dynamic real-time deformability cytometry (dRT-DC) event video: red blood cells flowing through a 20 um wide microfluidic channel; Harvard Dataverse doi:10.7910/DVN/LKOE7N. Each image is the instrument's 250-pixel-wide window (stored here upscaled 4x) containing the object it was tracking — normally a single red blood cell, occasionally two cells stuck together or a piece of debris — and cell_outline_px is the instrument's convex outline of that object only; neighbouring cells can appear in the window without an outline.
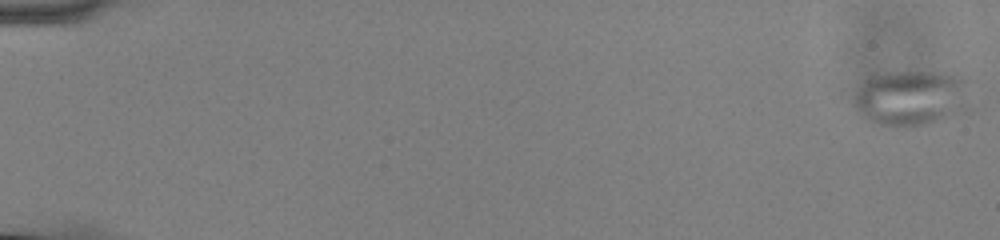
{"species": "common noctule bat (a hibernating species)", "species_latin": "Nyctalus noctula", "temperature_condition": "cold", "stored_images_in_passage": 57, "camera_frame_rate_fps": 3000, "um_per_image_px": 0.085, "animal": {"sex": "male", "body_mass_g": 13.0, "forearm_length_mm": 53.1}, "frame": {"image": 1, "passage_image": 1, "time_ms": 0.0, "image_size_px": [1000, 240], "cell_outline_px": [[972, 112], [928, 124], [880, 124], [864, 116], [852, 104], [852, 100], [856, 92], [872, 76], [888, 72], [932, 72], [956, 76], [968, 80], [972, 108]], "centroid_in_image_um": [77.61, 8.32], "position_along_channel_um": 7.4, "area_um2": 37.69}}
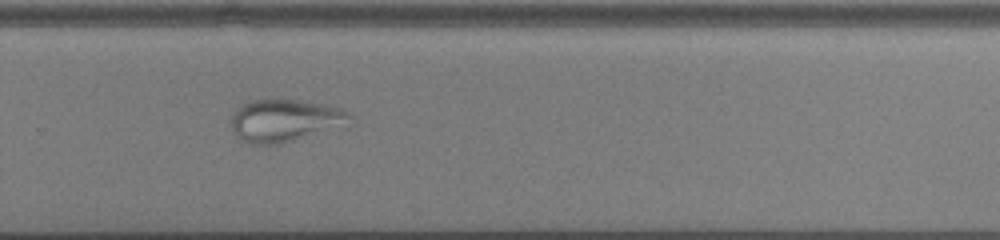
{"frame": {"image": 2, "passage_image": 40, "time_ms": 13.0, "image_size_px": [1000, 240], "cell_outline_px": [[352, 116], [304, 136], [280, 144], [252, 144], [244, 140], [232, 128], [232, 116], [236, 108], [240, 104], [252, 100], [296, 100], [324, 104], [340, 108], [348, 112]], "centroid_in_image_um": [24.03, 10.2], "position_along_channel_um": 305.8, "area_um2": 27.46}}
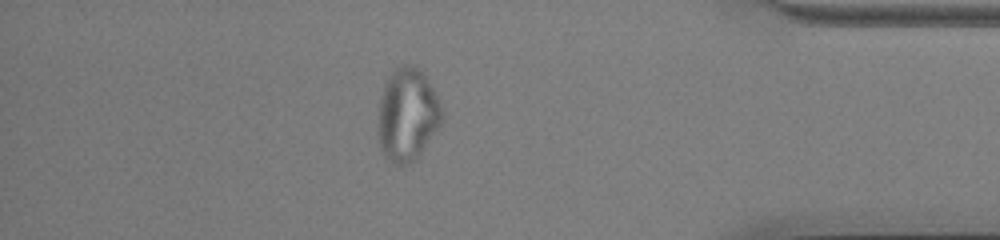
{"frame": {"image": 3, "passage_image": 50, "time_ms": 16.333, "image_size_px": [1000, 240], "cell_outline_px": [[444, 120], [440, 128], [416, 160], [408, 164], [392, 164], [384, 156], [380, 148], [376, 124], [380, 96], [384, 84], [388, 76], [400, 64], [412, 64], [424, 72], [444, 112]], "centroid_in_image_um": [34.62, 9.77], "position_along_channel_um": 400.6, "area_um2": 35.55}}